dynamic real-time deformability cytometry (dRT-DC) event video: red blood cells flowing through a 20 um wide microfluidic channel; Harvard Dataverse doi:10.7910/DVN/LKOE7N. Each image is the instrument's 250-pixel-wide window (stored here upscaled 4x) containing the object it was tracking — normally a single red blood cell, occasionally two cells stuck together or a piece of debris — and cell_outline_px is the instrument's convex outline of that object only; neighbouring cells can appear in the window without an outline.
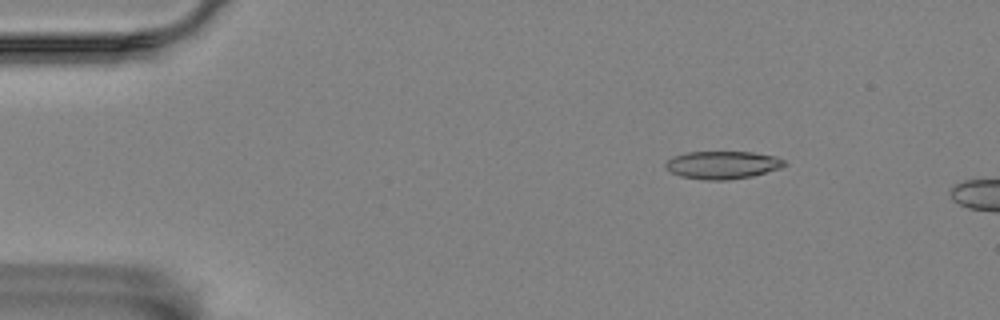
{"species": "Egyptian fruit bat (a non-hibernating species)", "species_latin": "Rousettus aegyptiacus", "temperature_condition": "room temperature", "stored_images_in_passage": 5, "camera_frame_rate_fps": 3000, "um_per_image_px": 0.085, "animal": {"sex": "female"}, "frame": {"image": 1, "passage_image": 3, "time_ms": 2.0, "image_size_px": [1000, 320], "cell_outline_px": [[788, 164], [780, 168], [752, 176], [728, 180], [704, 180], [680, 176], [664, 168], [664, 164], [672, 156], [688, 152], [752, 152], [776, 156], [784, 160]], "centroid_in_image_um": [61.4, 14.02], "position_along_channel_um": 23.6, "area_um2": 19.36}}